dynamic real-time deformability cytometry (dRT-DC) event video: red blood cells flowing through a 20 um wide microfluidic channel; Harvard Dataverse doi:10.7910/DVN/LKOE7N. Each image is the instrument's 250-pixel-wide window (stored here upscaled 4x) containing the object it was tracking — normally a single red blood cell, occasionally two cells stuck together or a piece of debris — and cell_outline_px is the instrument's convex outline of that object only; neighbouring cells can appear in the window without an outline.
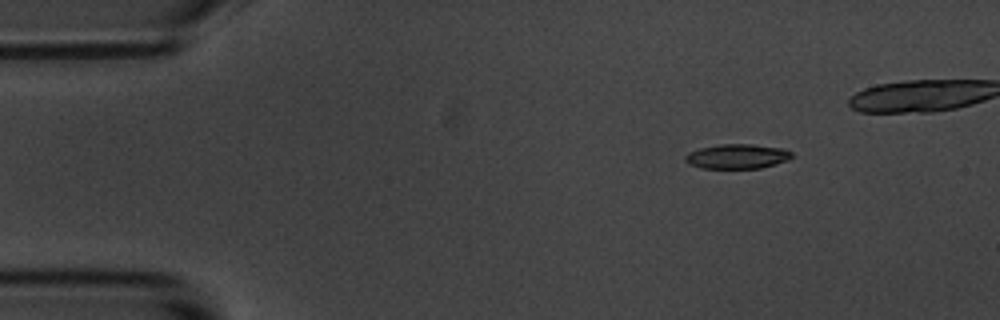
{"species": "common noctule bat (a hibernating species)", "species_latin": "Nyctalus noctula", "temperature_condition": "room temperature", "stored_images_in_passage": 5, "camera_frame_rate_fps": 3000, "um_per_image_px": 0.085, "animal": {"sex": "male", "body_mass_g": 20.1, "forearm_length_mm": 53.5}, "frame": {"image": 1, "passage_image": 2, "time_ms": 2.0, "image_size_px": [1000, 320], "cell_outline_px": [[792, 156], [788, 160], [776, 164], [760, 168], [700, 168], [688, 164], [684, 160], [684, 156], [688, 152], [700, 148], [720, 144], [752, 144], [784, 148], [792, 152]], "centroid_in_image_um": [62.65, 13.29], "position_along_channel_um": 22.4, "area_um2": 15.43}}